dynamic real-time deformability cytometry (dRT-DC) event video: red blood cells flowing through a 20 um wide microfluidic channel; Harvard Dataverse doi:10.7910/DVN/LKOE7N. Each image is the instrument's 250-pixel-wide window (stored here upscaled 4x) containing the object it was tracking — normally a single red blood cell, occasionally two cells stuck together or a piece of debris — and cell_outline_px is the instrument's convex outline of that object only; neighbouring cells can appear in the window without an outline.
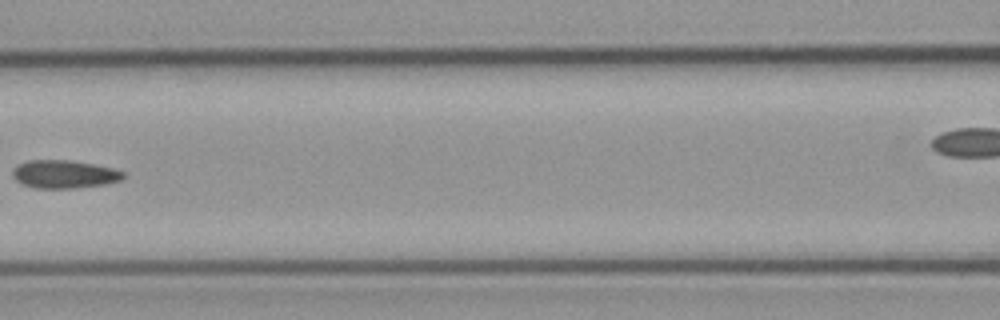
{"species": "common noctule bat (a hibernating species)", "species_latin": "Nyctalus noctula", "temperature_condition": "cold", "stored_images_in_passage": 7, "camera_frame_rate_fps": 3000, "um_per_image_px": 0.085, "animal": {"sex": "male", "body_mass_g": 23.1, "forearm_length_mm": 52.7}, "frame": {"image": 1, "passage_image": 6, "time_ms": 6.0, "image_size_px": [1000, 320], "cell_outline_px": [[124, 176], [120, 180], [104, 184], [76, 188], [32, 188], [20, 184], [12, 176], [12, 172], [20, 164], [28, 160], [72, 160], [112, 168], [124, 172]], "centroid_in_image_um": [5.43, 14.81], "position_along_channel_um": 161.2, "area_um2": 18.03}}
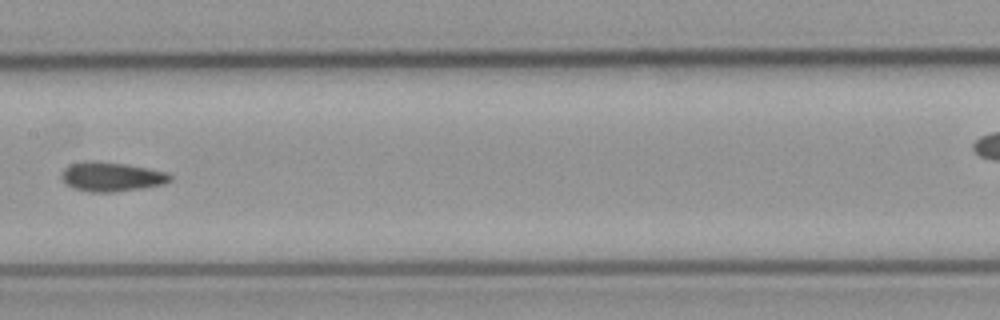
{"frame": {"image": 2, "passage_image": 7, "time_ms": 7.0, "image_size_px": [1000, 320], "cell_outline_px": [[172, 180], [164, 184], [144, 188], [112, 192], [88, 192], [76, 188], [68, 184], [60, 176], [64, 168], [72, 164], [84, 160], [92, 160], [124, 164], [168, 172], [172, 176]], "centroid_in_image_um": [9.5, 15.02], "position_along_channel_um": 197.9, "area_um2": 18.5}}